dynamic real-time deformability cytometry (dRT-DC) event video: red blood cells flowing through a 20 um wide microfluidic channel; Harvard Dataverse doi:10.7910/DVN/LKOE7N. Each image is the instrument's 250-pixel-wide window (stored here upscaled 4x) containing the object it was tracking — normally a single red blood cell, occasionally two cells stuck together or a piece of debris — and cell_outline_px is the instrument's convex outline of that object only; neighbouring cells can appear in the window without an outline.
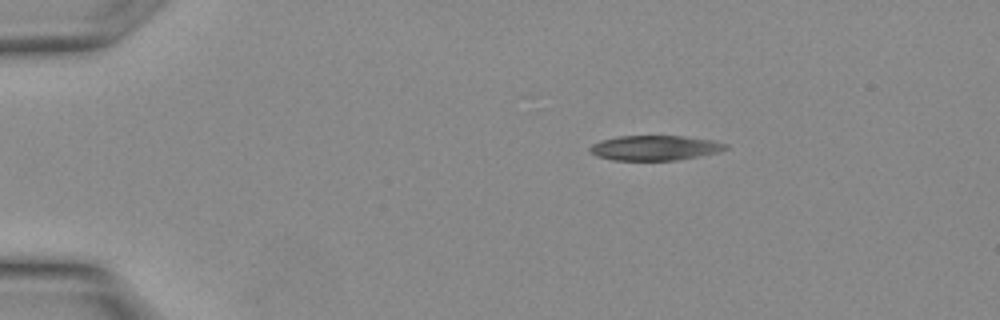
{"species": "Egyptian fruit bat (a non-hibernating species)", "species_latin": "Rousettus aegyptiacus", "temperature_condition": "warm", "stored_images_in_passage": 9, "camera_frame_rate_fps": 3000, "um_per_image_px": 0.085, "animal": {"sex": "female"}, "frame": {"image": 1, "passage_image": 1, "time_ms": 0.0, "image_size_px": [1000, 320], "cell_outline_px": [[728, 148], [720, 152], [676, 160], [612, 160], [596, 156], [588, 148], [592, 144], [600, 140], [616, 136], [684, 136], [712, 140], [728, 144]], "centroid_in_image_um": [55.66, 12.56], "position_along_channel_um": 29.3, "area_um2": 19.77}}
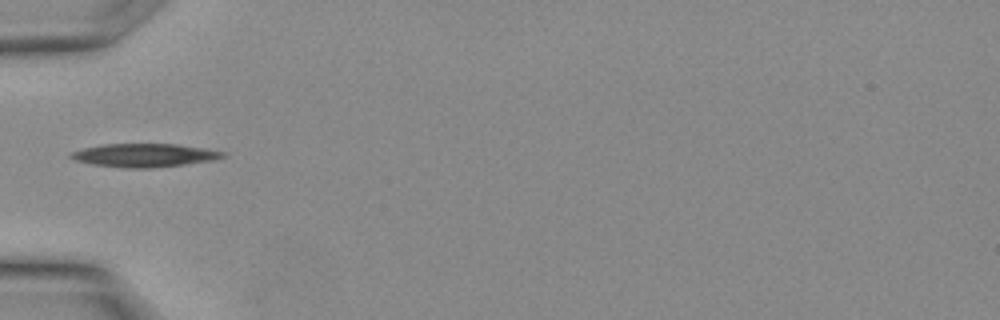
{"frame": {"image": 2, "passage_image": 6, "time_ms": 1.667, "image_size_px": [1000, 320], "cell_outline_px": [[228, 156], [216, 160], [152, 168], [124, 168], [92, 164], [72, 160], [68, 156], [72, 152], [84, 148], [100, 144], [176, 144], [204, 148], [228, 152]], "centroid_in_image_um": [12.31, 13.2], "position_along_channel_um": 72.7, "area_um2": 20.92}}
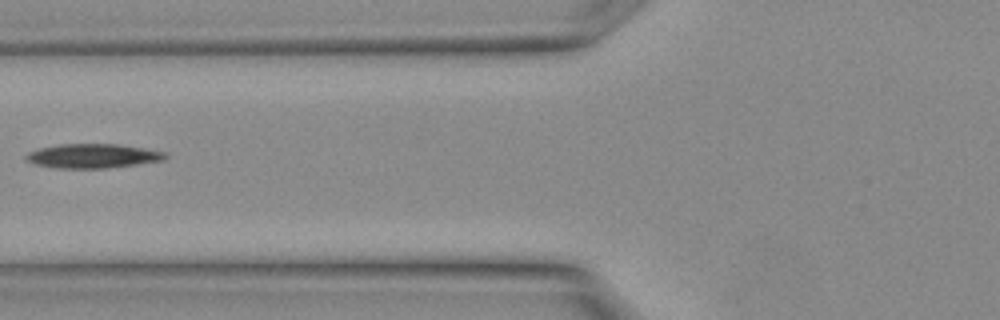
{"frame": {"image": 3, "passage_image": 8, "time_ms": 2.333, "image_size_px": [1000, 320], "cell_outline_px": [[168, 156], [164, 160], [108, 168], [56, 168], [32, 164], [24, 160], [24, 156], [28, 152], [40, 148], [60, 144], [116, 144], [144, 148], [168, 152]], "centroid_in_image_um": [7.86, 13.26], "position_along_channel_um": 117.9, "area_um2": 19.83}}